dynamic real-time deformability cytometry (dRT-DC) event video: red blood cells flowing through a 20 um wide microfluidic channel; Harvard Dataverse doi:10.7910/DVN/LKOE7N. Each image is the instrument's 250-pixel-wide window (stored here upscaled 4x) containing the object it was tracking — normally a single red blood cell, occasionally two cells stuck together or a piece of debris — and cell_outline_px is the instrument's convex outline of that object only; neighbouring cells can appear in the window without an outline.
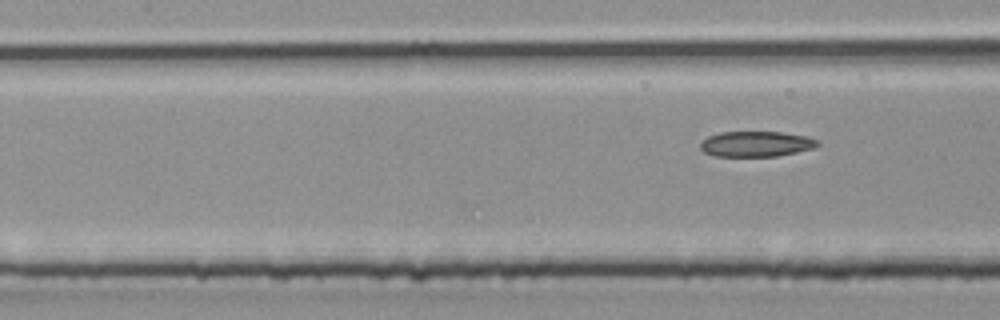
{"species": "common noctule bat (a hibernating species)", "species_latin": "Nyctalus noctula", "temperature_condition": "room temperature", "stored_images_in_passage": 6, "segment_of_instrument_passage": [2, 2], "camera_frame_rate_fps": 3000, "um_per_image_px": 0.085, "animal": {"sex": "male", "body_mass_g": 20.4}, "frame": {"image": 1, "passage_image": 6, "time_ms": 1.667, "image_size_px": [1000, 320], "cell_outline_px": [[820, 144], [816, 148], [776, 156], [716, 156], [704, 152], [700, 148], [700, 144], [708, 136], [720, 132], [784, 132], [804, 136], [820, 140]], "centroid_in_image_um": [64.31, 12.23], "position_along_channel_um": 143.1, "area_um2": 17.4}}